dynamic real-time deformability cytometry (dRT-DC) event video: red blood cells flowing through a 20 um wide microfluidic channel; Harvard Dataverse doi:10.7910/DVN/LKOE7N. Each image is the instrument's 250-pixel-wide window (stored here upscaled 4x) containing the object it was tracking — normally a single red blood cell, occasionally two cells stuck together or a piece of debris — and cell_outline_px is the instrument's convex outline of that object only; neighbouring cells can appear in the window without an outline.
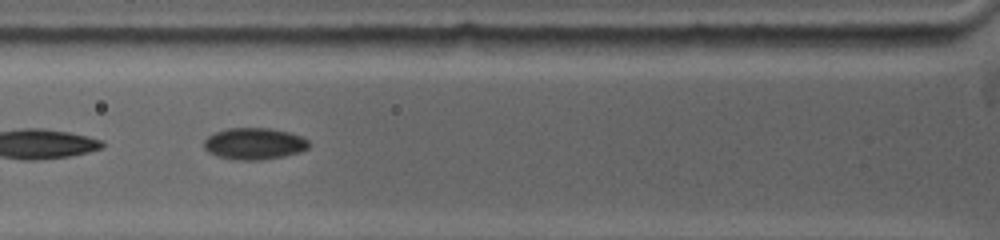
{"species": "common noctule bat (a hibernating species)", "species_latin": "Nyctalus noctula", "temperature_condition": "warm", "stored_images_in_passage": 37, "camera_frame_rate_fps": 5000, "um_per_image_px": 0.085, "animal": {"sex": "female", "body_mass_g": 19.0, "forearm_length_mm": 53.3}, "frame": {"image": 1, "passage_image": 11, "time_ms": 1.8, "image_size_px": [1000, 240], "cell_outline_px": [[312, 144], [308, 148], [300, 152], [284, 156], [260, 160], [236, 160], [216, 156], [208, 152], [204, 148], [204, 140], [208, 136], [216, 132], [228, 128], [268, 128], [288, 132], [300, 136], [308, 140]], "centroid_in_image_um": [21.61, 12.22], "position_along_channel_um": 104.2, "area_um2": 19.42}}